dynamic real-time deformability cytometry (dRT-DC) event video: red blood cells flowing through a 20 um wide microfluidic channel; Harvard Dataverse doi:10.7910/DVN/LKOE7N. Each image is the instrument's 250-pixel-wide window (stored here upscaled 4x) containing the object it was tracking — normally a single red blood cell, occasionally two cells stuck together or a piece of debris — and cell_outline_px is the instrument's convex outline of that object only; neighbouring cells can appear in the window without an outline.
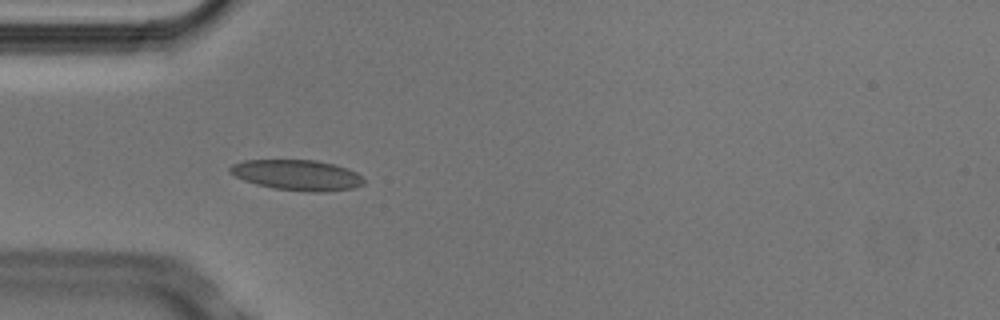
{"species": "Egyptian fruit bat (a non-hibernating species)", "species_latin": "Rousettus aegyptiacus", "temperature_condition": "cold", "stored_images_in_passage": 10, "camera_frame_rate_fps": 3000, "um_per_image_px": 0.085, "animal": {"sex": "male"}, "frame": {"image": 1, "passage_image": 4, "time_ms": 1.0, "image_size_px": [1000, 320], "cell_outline_px": [[364, 184], [352, 188], [324, 192], [308, 192], [272, 188], [256, 184], [244, 180], [228, 172], [228, 168], [232, 164], [244, 160], [316, 160], [348, 168], [356, 172], [364, 180]], "centroid_in_image_um": [25.24, 14.88], "position_along_channel_um": 59.8, "area_um2": 23.81}}
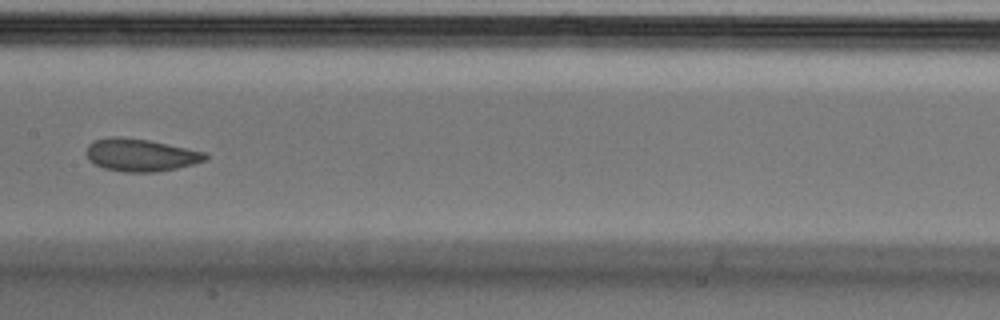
{"frame": {"image": 2, "passage_image": 7, "time_ms": 2.0, "image_size_px": [1000, 320], "cell_outline_px": [[208, 156], [204, 160], [192, 164], [176, 168], [156, 172], [124, 172], [104, 168], [88, 160], [84, 152], [88, 144], [96, 140], [112, 136], [120, 136], [148, 140], [204, 152]], "centroid_in_image_um": [11.88, 13.17], "position_along_channel_um": 195.5, "area_um2": 22.43}}
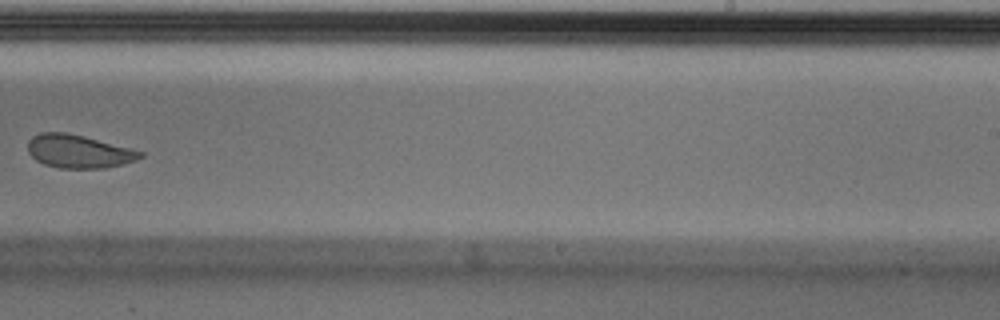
{"frame": {"image": 3, "passage_image": 9, "time_ms": 2.667, "image_size_px": [1000, 320], "cell_outline_px": [[144, 156], [136, 160], [104, 168], [60, 168], [44, 164], [36, 160], [28, 152], [28, 140], [32, 136], [40, 132], [68, 132], [84, 136], [144, 152]], "centroid_in_image_um": [6.65, 12.86], "position_along_channel_um": 282.4, "area_um2": 21.68}}